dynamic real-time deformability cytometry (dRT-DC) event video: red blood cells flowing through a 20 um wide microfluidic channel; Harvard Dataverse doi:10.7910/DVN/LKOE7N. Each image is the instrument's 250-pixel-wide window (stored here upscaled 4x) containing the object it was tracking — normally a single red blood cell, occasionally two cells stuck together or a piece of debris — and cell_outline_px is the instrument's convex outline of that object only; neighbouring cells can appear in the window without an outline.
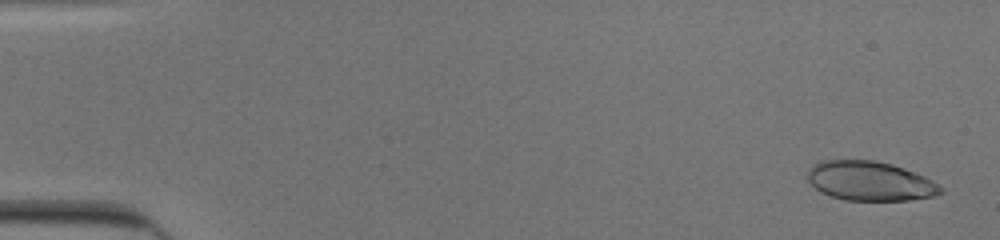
{"species": "human", "species_latin": "Homo sapiens", "temperature_condition": "cold", "stored_images_in_passage": 52, "camera_frame_rate_fps": 3000, "um_per_image_px": 0.085, "donor": {"sex": "male"}, "frame": {"image": 1, "passage_image": 2, "time_ms": 0.333, "image_size_px": [1000, 240], "cell_outline_px": [[944, 192], [932, 196], [908, 200], [844, 200], [820, 192], [808, 180], [808, 172], [816, 164], [824, 160], [876, 160], [892, 164], [904, 168], [924, 176], [932, 180], [944, 188]], "centroid_in_image_um": [73.99, 15.39], "position_along_channel_um": 11.0, "area_um2": 30.35}}
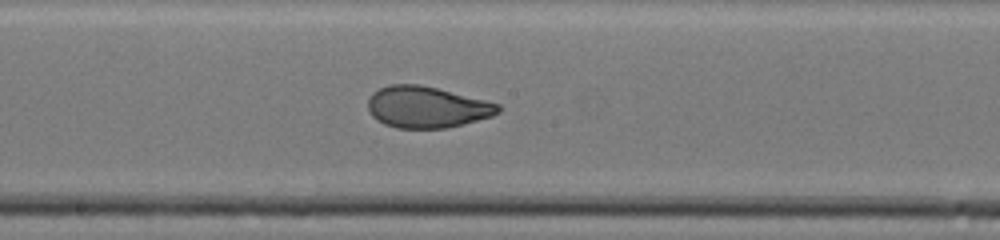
{"frame": {"image": 2, "passage_image": 29, "time_ms": 9.333, "image_size_px": [1000, 240], "cell_outline_px": [[500, 112], [492, 116], [448, 128], [396, 128], [384, 124], [372, 116], [368, 108], [368, 96], [372, 92], [388, 84], [420, 84], [500, 104]], "centroid_in_image_um": [36.24, 9.1], "position_along_channel_um": 212.0, "area_um2": 31.39}}
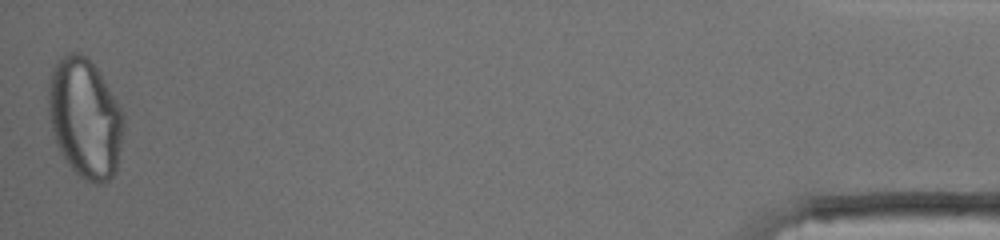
{"frame": {"image": 3, "passage_image": 52, "time_ms": 17.0, "image_size_px": [1000, 240], "cell_outline_px": [[124, 124], [116, 172], [108, 180], [100, 184], [96, 184], [84, 180], [68, 164], [56, 144], [48, 112], [48, 80], [60, 56], [68, 52], [80, 52], [88, 56], [96, 68], [116, 100], [124, 116]], "centroid_in_image_um": [7.21, 10.03], "position_along_channel_um": 428.0, "area_um2": 52.37}}